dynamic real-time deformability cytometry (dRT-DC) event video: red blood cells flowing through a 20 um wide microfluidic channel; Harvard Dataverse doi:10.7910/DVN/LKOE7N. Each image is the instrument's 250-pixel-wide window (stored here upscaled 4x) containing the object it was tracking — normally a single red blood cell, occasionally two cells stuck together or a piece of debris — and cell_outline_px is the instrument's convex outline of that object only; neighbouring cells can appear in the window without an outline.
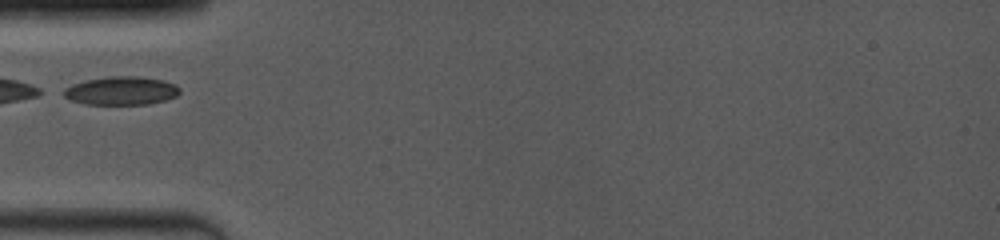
{"species": "common noctule bat (a hibernating species)", "species_latin": "Nyctalus noctula", "temperature_condition": "room temperature", "stored_images_in_passage": 24, "camera_frame_rate_fps": 4000, "um_per_image_px": 0.085, "animal": {"sex": "female", "body_mass_g": 19.0, "forearm_length_mm": 53.3}, "frame": {"image": 1, "passage_image": 1, "time_ms": 0.0, "image_size_px": [1000, 240], "cell_outline_px": [[180, 92], [176, 96], [164, 100], [148, 104], [84, 104], [72, 100], [56, 92], [72, 84], [88, 80], [108, 76], [136, 76], [164, 80], [176, 84], [180, 88]], "centroid_in_image_um": [10.27, 7.71], "position_along_channel_um": 74.7, "area_um2": 19.36}}
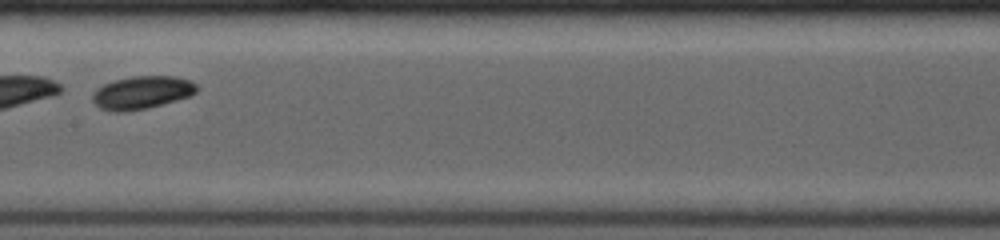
{"frame": {"image": 2, "passage_image": 11, "time_ms": 3.0, "image_size_px": [1000, 240], "cell_outline_px": [[200, 88], [196, 92], [188, 96], [176, 100], [148, 108], [124, 112], [112, 112], [100, 108], [92, 100], [92, 96], [96, 88], [112, 80], [132, 76], [176, 76], [192, 80]], "centroid_in_image_um": [12.06, 7.86], "position_along_channel_um": 195.3, "area_um2": 20.23}}